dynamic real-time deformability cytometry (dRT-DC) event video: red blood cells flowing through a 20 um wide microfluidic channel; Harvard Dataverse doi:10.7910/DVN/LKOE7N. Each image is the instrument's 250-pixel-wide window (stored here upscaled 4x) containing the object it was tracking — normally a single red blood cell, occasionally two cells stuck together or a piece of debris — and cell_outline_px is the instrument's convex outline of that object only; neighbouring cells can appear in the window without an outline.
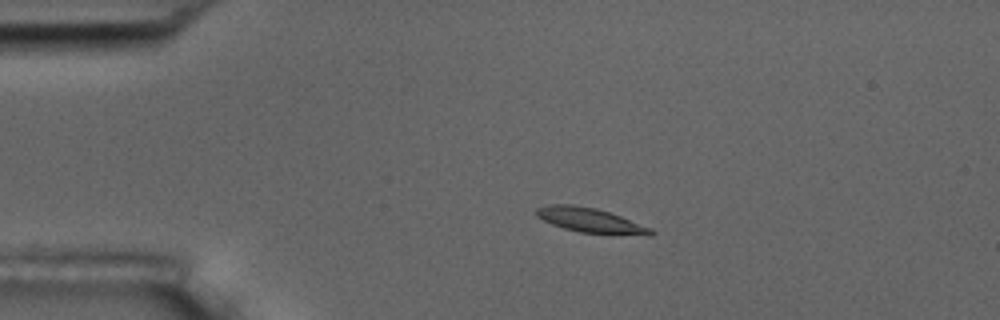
{"species": "common noctule bat (a hibernating species)", "species_latin": "Nyctalus noctula", "temperature_condition": "room temperature", "stored_images_in_passage": 9, "camera_frame_rate_fps": 3000, "um_per_image_px": 0.085, "animal": {"sex": "male", "body_mass_g": 17.5, "forearm_length_mm": 52.3}, "frame": {"image": 1, "passage_image": 1, "time_ms": 0.0, "image_size_px": [1000, 320], "cell_outline_px": [[656, 232], [652, 236], [648, 236], [580, 232], [564, 228], [552, 224], [536, 216], [536, 208], [548, 204], [572, 204], [596, 208], [620, 216], [652, 228]], "centroid_in_image_um": [50.21, 18.73], "position_along_channel_um": 34.8, "area_um2": 16.47}}
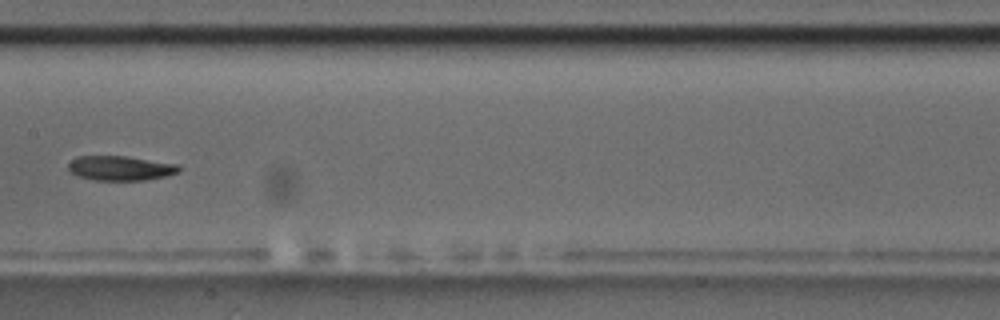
{"frame": {"image": 2, "passage_image": 6, "time_ms": 5.667, "image_size_px": [1000, 320], "cell_outline_px": [[180, 172], [168, 176], [144, 180], [96, 180], [76, 176], [68, 168], [68, 164], [72, 160], [80, 156], [124, 156], [180, 164]], "centroid_in_image_um": [10.28, 14.3], "position_along_channel_um": 197.1, "area_um2": 15.9}}
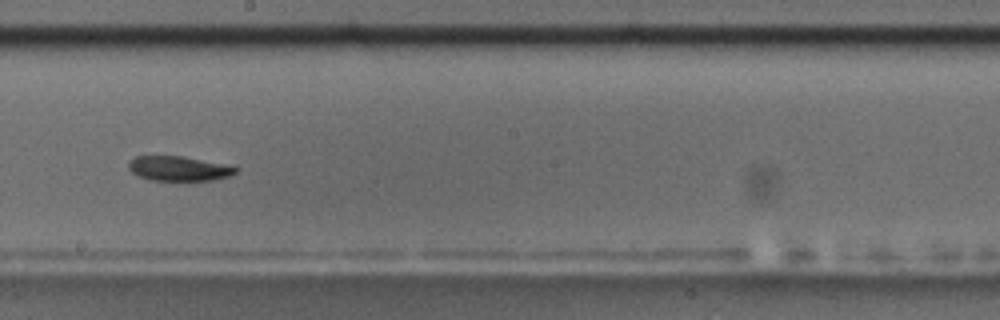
{"frame": {"image": 3, "passage_image": 7, "time_ms": 6.667, "image_size_px": [1000, 320], "cell_outline_px": [[240, 168], [236, 172], [228, 176], [212, 180], [152, 180], [140, 176], [132, 172], [128, 168], [128, 164], [136, 156], [184, 156], [224, 164]], "centroid_in_image_um": [15.21, 14.32], "position_along_channel_um": 233.0, "area_um2": 15.2}}